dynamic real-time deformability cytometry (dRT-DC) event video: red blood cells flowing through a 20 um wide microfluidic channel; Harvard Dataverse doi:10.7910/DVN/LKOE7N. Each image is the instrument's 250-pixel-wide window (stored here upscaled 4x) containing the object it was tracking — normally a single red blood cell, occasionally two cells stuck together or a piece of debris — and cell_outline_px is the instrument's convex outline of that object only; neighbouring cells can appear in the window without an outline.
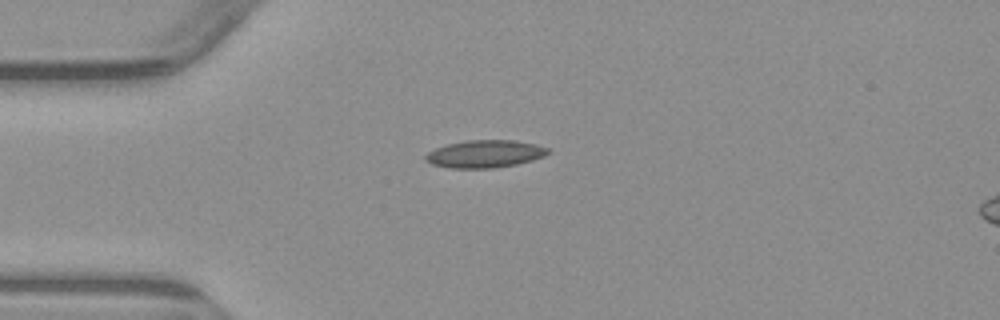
{"species": "common noctule bat (a hibernating species)", "species_latin": "Nyctalus noctula", "temperature_condition": "warm", "stored_images_in_passage": 3, "camera_frame_rate_fps": 3000, "um_per_image_px": 0.085, "animal": {"sex": "male", "body_mass_g": 23.1, "forearm_length_mm": 52.7}, "frame": {"image": 1, "passage_image": 1, "time_ms": 0.0, "image_size_px": [1000, 320], "cell_outline_px": [[552, 152], [544, 156], [532, 160], [516, 164], [492, 168], [448, 168], [432, 164], [424, 160], [424, 156], [428, 152], [436, 148], [448, 144], [468, 140], [516, 140], [536, 144], [548, 148]], "centroid_in_image_um": [41.23, 13.08], "position_along_channel_um": 43.8, "area_um2": 19.71}}
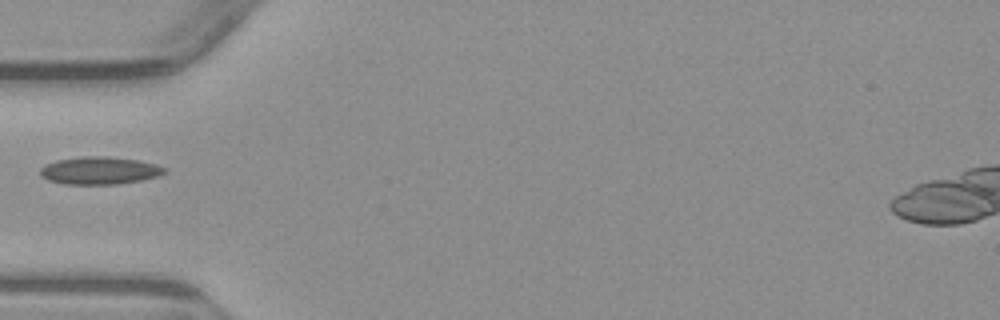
{"frame": {"image": 2, "passage_image": 2, "time_ms": 1.333, "image_size_px": [1000, 320], "cell_outline_px": [[168, 172], [160, 176], [140, 180], [116, 184], [64, 184], [48, 180], [40, 176], [40, 168], [44, 164], [56, 160], [80, 156], [108, 156], [136, 160], [156, 164], [168, 168]], "centroid_in_image_um": [8.46, 14.49], "position_along_channel_um": 76.5, "area_um2": 20.23}}
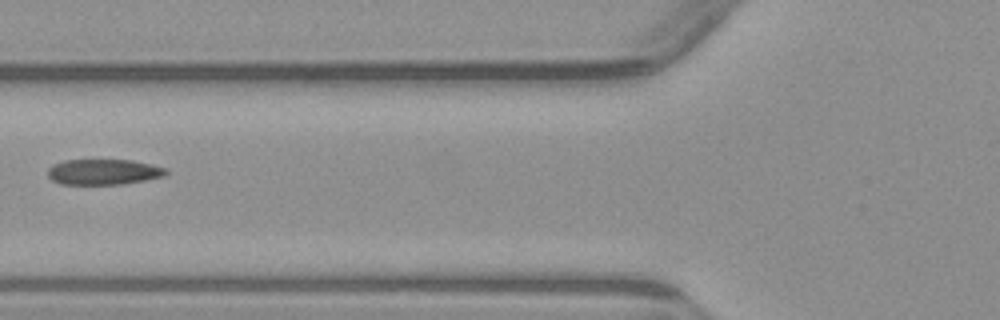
{"frame": {"image": 3, "passage_image": 3, "time_ms": 2.333, "image_size_px": [1000, 320], "cell_outline_px": [[168, 172], [164, 176], [124, 184], [60, 184], [52, 180], [48, 176], [48, 168], [52, 164], [64, 160], [132, 160], [152, 164], [168, 168]], "centroid_in_image_um": [8.81, 14.61], "position_along_channel_um": 117.0, "area_um2": 17.74}}